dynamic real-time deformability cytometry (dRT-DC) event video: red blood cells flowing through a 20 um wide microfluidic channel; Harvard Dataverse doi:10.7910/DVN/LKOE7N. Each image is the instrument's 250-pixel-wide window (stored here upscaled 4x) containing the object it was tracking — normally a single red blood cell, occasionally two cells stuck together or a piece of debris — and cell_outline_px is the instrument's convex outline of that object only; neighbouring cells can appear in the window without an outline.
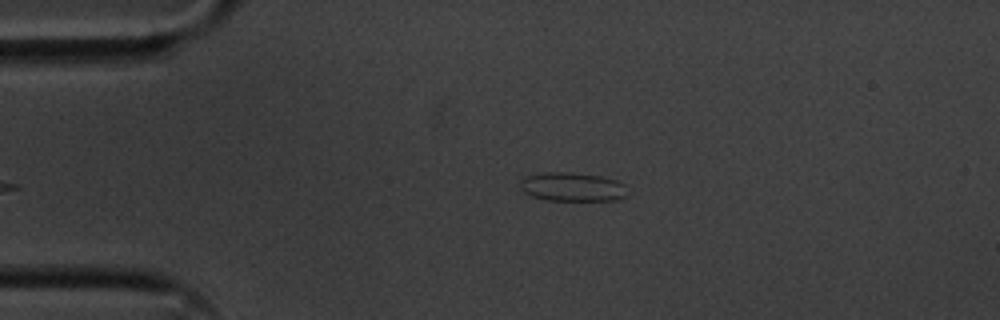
{"species": "common noctule bat (a hibernating species)", "species_latin": "Nyctalus noctula", "temperature_condition": "cold", "stored_images_in_passage": 40, "segment_of_instrument_passage": [1, 2], "camera_frame_rate_fps": 3000, "um_per_image_px": 0.085, "animal": {"sex": "male", "body_mass_g": 20.1, "forearm_length_mm": 53.5}, "frame": {"image": 1, "passage_image": 2, "time_ms": 0.333, "image_size_px": [1000, 320], "cell_outline_px": [[624, 196], [620, 200], [548, 200], [532, 196], [524, 192], [520, 188], [520, 180], [528, 176], [544, 172], [572, 172], [600, 176], [616, 180], [624, 184]], "centroid_in_image_um": [48.62, 15.88], "position_along_channel_um": 36.4, "area_um2": 17.86}}
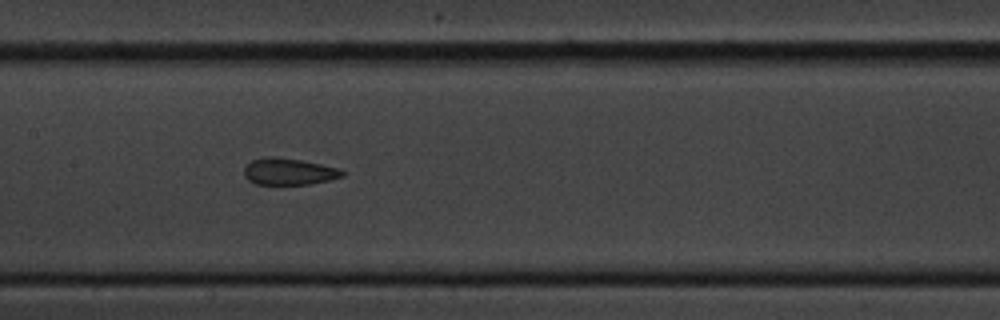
{"frame": {"image": 2, "passage_image": 17, "time_ms": 5.333, "image_size_px": [1000, 320], "cell_outline_px": [[344, 176], [328, 180], [308, 184], [256, 184], [248, 180], [244, 176], [244, 168], [252, 160], [264, 156], [272, 156], [300, 160], [340, 168], [344, 172]], "centroid_in_image_um": [24.53, 14.58], "position_along_channel_um": 182.9, "area_um2": 15.2}}
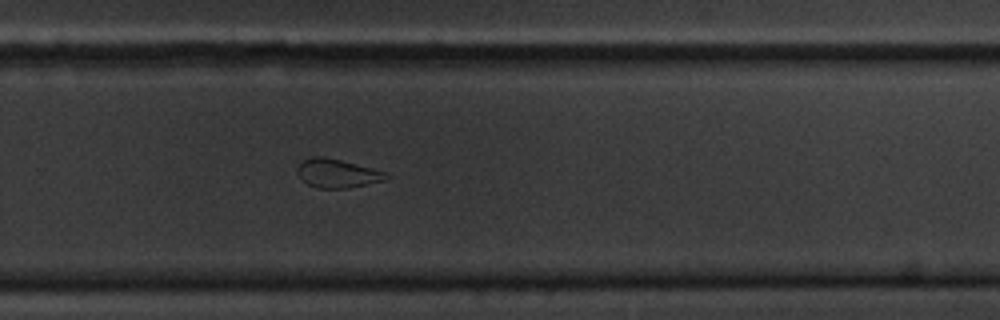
{"frame": {"image": 3, "passage_image": 27, "time_ms": 8.667, "image_size_px": [1000, 320], "cell_outline_px": [[392, 176], [384, 180], [348, 188], [316, 188], [308, 184], [296, 172], [296, 168], [304, 160], [312, 156], [324, 156], [340, 160], [384, 172]], "centroid_in_image_um": [28.64, 14.74], "position_along_channel_um": 301.2, "area_um2": 14.57}}